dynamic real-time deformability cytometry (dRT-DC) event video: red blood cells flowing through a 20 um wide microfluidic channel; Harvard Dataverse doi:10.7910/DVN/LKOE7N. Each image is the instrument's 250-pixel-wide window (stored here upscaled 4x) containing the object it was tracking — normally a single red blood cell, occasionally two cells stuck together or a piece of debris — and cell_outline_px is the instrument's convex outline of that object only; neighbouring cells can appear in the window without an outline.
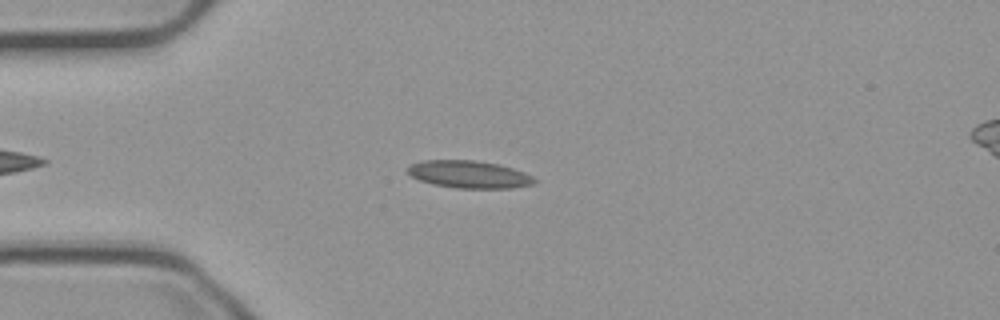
{"species": "common noctule bat (a hibernating species)", "species_latin": "Nyctalus noctula", "temperature_condition": "cold", "stored_images_in_passage": 46, "camera_frame_rate_fps": 3000, "um_per_image_px": 0.085, "animal": {"sex": "male", "body_mass_g": 23.1, "forearm_length_mm": 52.7}, "frame": {"image": 1, "passage_image": 9, "time_ms": 2.667, "image_size_px": [1000, 320], "cell_outline_px": [[536, 180], [532, 184], [512, 188], [456, 188], [432, 184], [420, 180], [412, 176], [408, 172], [408, 168], [412, 164], [424, 160], [476, 160], [500, 164], [524, 172], [532, 176]], "centroid_in_image_um": [39.89, 14.82], "position_along_channel_um": 45.1, "area_um2": 20.17}}
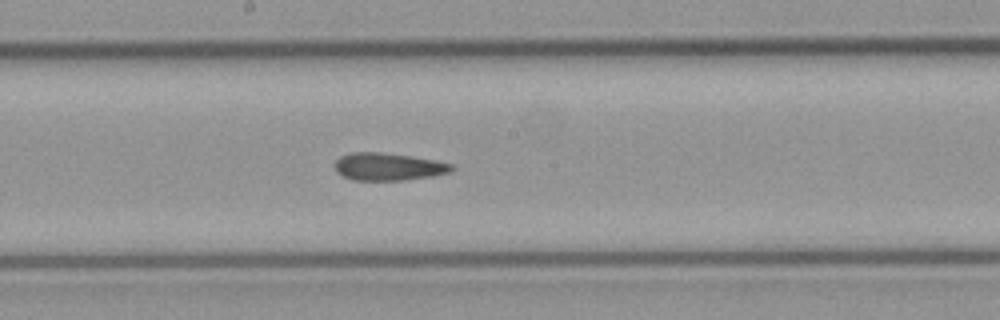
{"frame": {"image": 2, "passage_image": 24, "time_ms": 7.667, "image_size_px": [1000, 320], "cell_outline_px": [[456, 168], [452, 172], [432, 176], [404, 180], [352, 180], [336, 172], [336, 160], [340, 156], [352, 152], [380, 152], [412, 156], [436, 160], [452, 164]], "centroid_in_image_um": [33.04, 14.16], "position_along_channel_um": 215.2, "area_um2": 18.84}}
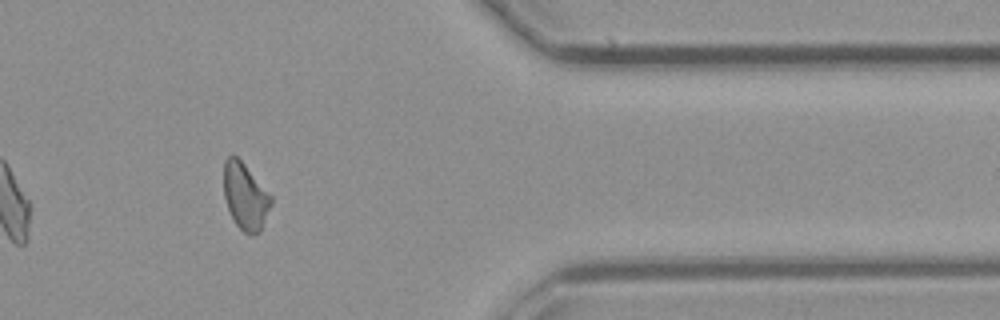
{"frame": {"image": 3, "passage_image": 40, "time_ms": 13.0, "image_size_px": [1000, 320], "cell_outline_px": [[272, 204], [260, 232], [256, 236], [252, 236], [244, 232], [236, 224], [228, 208], [224, 196], [224, 160], [232, 152], [244, 164], [272, 196]], "centroid_in_image_um": [20.85, 16.7], "position_along_channel_um": 390.5, "area_um2": 18.38}, "authors_computed_cell_mechanics": {"area_um2": 19.1318, "velocity_mm_per_s": 3.7347, "shape_relaxation_time_tau1_ms": null, "shape_relaxation_time_tau2_ms": 3.1142, "deformation_change_tau1": null, "deformation_change_tau2": 0.1098}}